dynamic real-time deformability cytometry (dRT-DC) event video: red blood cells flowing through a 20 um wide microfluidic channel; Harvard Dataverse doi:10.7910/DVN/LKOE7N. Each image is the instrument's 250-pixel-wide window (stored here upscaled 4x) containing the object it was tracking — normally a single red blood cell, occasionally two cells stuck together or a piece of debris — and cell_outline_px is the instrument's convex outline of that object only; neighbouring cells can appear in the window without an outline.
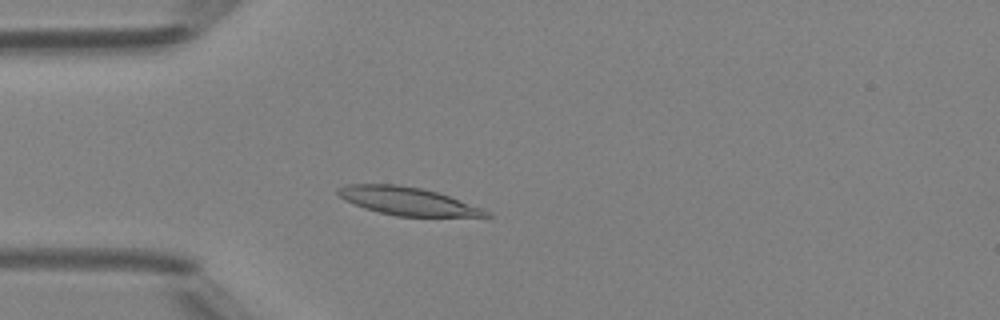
{"species": "Egyptian fruit bat (a non-hibernating species)", "species_latin": "Rousettus aegyptiacus", "temperature_condition": "room temperature", "stored_images_in_passage": 41, "camera_frame_rate_fps": 3000, "um_per_image_px": 0.085, "animal": {"sex": "female"}, "frame": {"image": 1, "passage_image": 6, "time_ms": 1.667, "image_size_px": [1000, 320], "cell_outline_px": [[492, 216], [396, 216], [364, 208], [344, 200], [336, 192], [336, 188], [344, 184], [396, 184], [420, 188], [436, 192], [484, 208]], "centroid_in_image_um": [34.59, 17.08], "position_along_channel_um": 50.4, "area_um2": 23.93}}
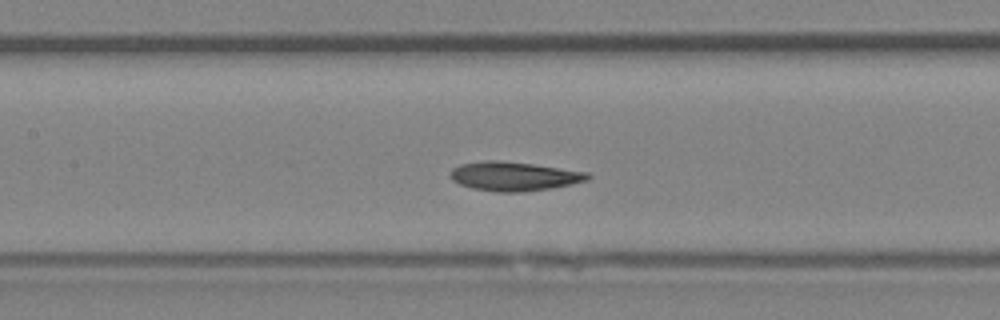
{"frame": {"image": 2, "passage_image": 15, "time_ms": 4.667, "image_size_px": [1000, 320], "cell_outline_px": [[592, 176], [588, 180], [572, 184], [524, 192], [496, 192], [472, 188], [460, 184], [452, 180], [448, 176], [448, 172], [452, 168], [460, 164], [484, 160], [500, 160], [532, 164], [588, 172]], "centroid_in_image_um": [43.64, 14.98], "position_along_channel_um": 163.8, "area_um2": 23.41}}
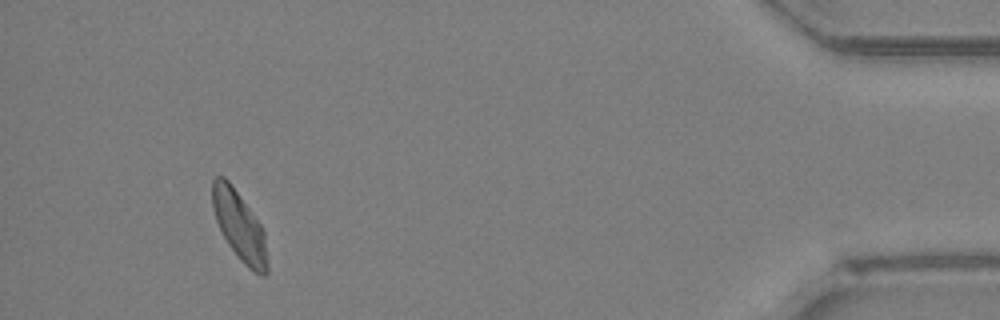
{"frame": {"image": 3, "passage_image": 38, "time_ms": 12.333, "image_size_px": [1000, 320], "cell_outline_px": [[268, 272], [264, 276], [252, 272], [240, 260], [228, 244], [216, 220], [212, 208], [212, 180], [216, 176], [224, 176], [228, 180], [260, 224], [264, 232], [268, 264]], "centroid_in_image_um": [20.35, 19.24], "position_along_channel_um": 414.9, "area_um2": 21.96}, "authors_computed_cell_mechanics": {"area_um2": 22.831, "velocity_mm_per_s": 4.1573, "shape_relaxation_time_tau1_ms": 10.2502, "shape_relaxation_time_tau2_ms": 2.2541, "deformation_change_tau1": 0.219, "deformation_change_tau2": 0.0669}}